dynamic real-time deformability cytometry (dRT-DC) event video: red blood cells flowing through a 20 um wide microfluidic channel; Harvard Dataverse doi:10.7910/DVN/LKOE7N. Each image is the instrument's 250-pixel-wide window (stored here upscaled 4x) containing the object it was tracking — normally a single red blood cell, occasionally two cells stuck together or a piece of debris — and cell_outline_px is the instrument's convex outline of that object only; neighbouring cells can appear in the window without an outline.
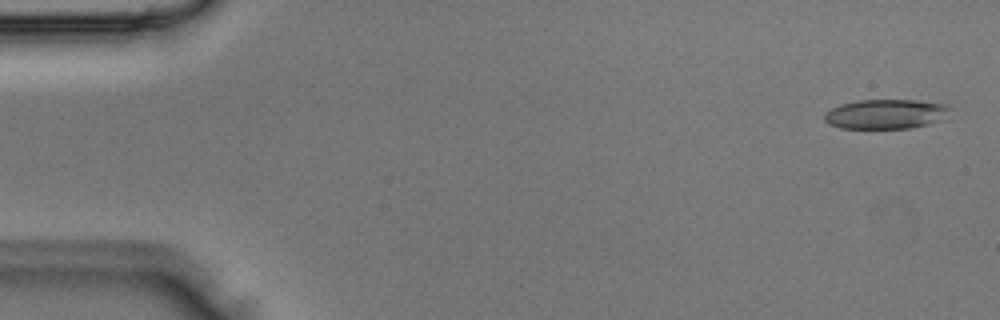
{"species": "Egyptian fruit bat (a non-hibernating species)", "species_latin": "Rousettus aegyptiacus", "temperature_condition": "room temperature", "stored_images_in_passage": 4, "segment_of_instrument_passage": [1, 2], "camera_frame_rate_fps": 3000, "um_per_image_px": 0.085, "animal": {"sex": "male"}, "frame": {"image": 1, "passage_image": 1, "time_ms": 0.0, "image_size_px": [1000, 320], "cell_outline_px": [[956, 108], [944, 120], [912, 128], [840, 128], [828, 124], [824, 120], [824, 112], [840, 104], [860, 100], [916, 100], [948, 104]], "centroid_in_image_um": [75.39, 9.69], "position_along_channel_um": 9.6, "area_um2": 22.2}}